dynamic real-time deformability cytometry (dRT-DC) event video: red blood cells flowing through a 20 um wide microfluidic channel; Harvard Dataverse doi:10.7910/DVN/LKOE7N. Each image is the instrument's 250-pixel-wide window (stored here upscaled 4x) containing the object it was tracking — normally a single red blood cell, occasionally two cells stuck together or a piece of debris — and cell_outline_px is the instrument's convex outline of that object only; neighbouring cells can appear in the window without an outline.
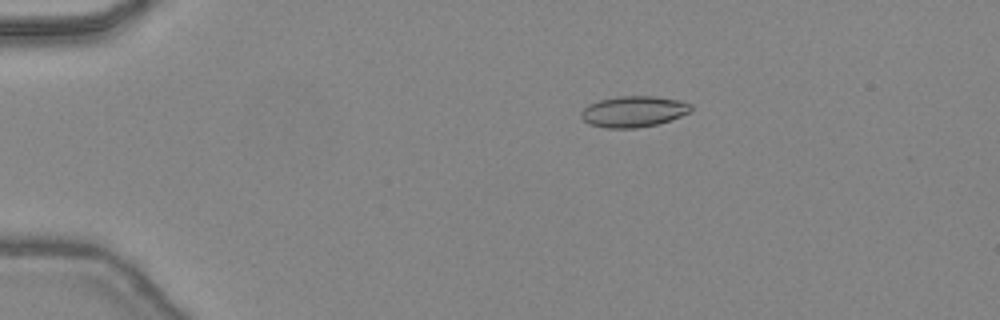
{"species": "common noctule bat (a hibernating species)", "species_latin": "Nyctalus noctula", "temperature_condition": "warm", "stored_images_in_passage": 39, "camera_frame_rate_fps": 3000, "um_per_image_px": 0.085, "animal": {"sex": "female", "body_mass_g": 24.6, "forearm_length_mm": 56.2}, "frame": {"image": 1, "passage_image": 2, "time_ms": 0.333, "image_size_px": [1000, 320], "cell_outline_px": [[692, 108], [688, 112], [680, 116], [656, 124], [636, 128], [604, 128], [588, 124], [580, 116], [580, 112], [588, 104], [600, 100], [616, 96], [652, 96], [680, 100], [692, 104]], "centroid_in_image_um": [53.81, 9.47], "position_along_channel_um": 31.2, "area_um2": 19.83}}
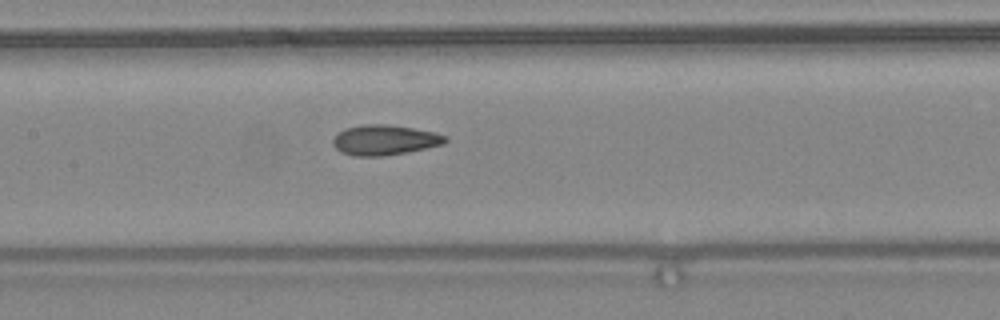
{"frame": {"image": 2, "passage_image": 16, "time_ms": 5.0, "image_size_px": [1000, 320], "cell_outline_px": [[448, 140], [444, 144], [408, 152], [384, 156], [352, 156], [340, 152], [332, 144], [332, 140], [344, 128], [364, 124], [388, 124], [436, 132], [448, 136]], "centroid_in_image_um": [32.71, 11.9], "position_along_channel_um": 174.7, "area_um2": 19.94}}
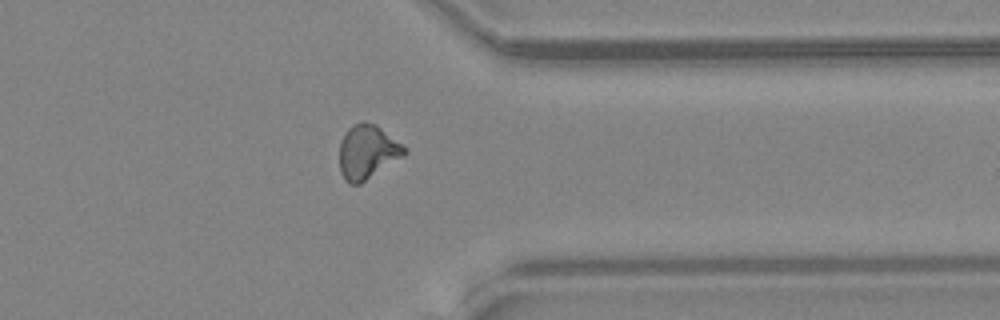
{"frame": {"image": 3, "passage_image": 30, "time_ms": 9.667, "image_size_px": [1000, 320], "cell_outline_px": [[408, 152], [360, 184], [348, 184], [344, 180], [340, 172], [340, 140], [344, 132], [348, 128], [360, 120], [364, 120], [376, 124], [404, 144], [408, 148]], "centroid_in_image_um": [31.22, 12.88], "position_along_channel_um": 380.2, "area_um2": 20.75}, "authors_computed_cell_mechanics": {"area_um2": 19.363, "velocity_mm_per_s": 4.5032, "shape_relaxation_time_tau1_ms": null, "shape_relaxation_time_tau2_ms": 1.851, "deformation_change_tau1": null, "deformation_change_tau2": 0.0772}}